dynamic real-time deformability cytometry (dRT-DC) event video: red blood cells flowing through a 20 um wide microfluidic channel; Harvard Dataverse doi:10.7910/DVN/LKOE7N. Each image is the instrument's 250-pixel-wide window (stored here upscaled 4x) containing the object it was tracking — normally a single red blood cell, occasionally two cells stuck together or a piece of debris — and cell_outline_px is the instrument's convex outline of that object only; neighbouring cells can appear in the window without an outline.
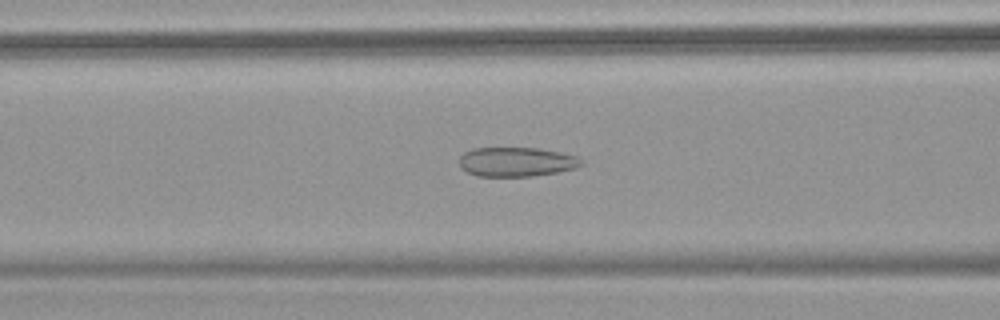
{"species": "common noctule bat (a hibernating species)", "species_latin": "Nyctalus noctula", "temperature_condition": "warm", "stored_images_in_passage": 32, "camera_frame_rate_fps": 3000, "um_per_image_px": 0.085, "animal": {"sex": "female", "body_mass_g": 18.4}, "frame": {"image": 1, "passage_image": 6, "time_ms": 1.667, "image_size_px": [1000, 320], "cell_outline_px": [[584, 164], [576, 168], [556, 172], [532, 176], [476, 176], [460, 168], [460, 156], [464, 152], [472, 148], [540, 148], [560, 152], [576, 156], [584, 160]], "centroid_in_image_um": [43.91, 13.75], "position_along_channel_um": 122.7, "area_um2": 20.98}}
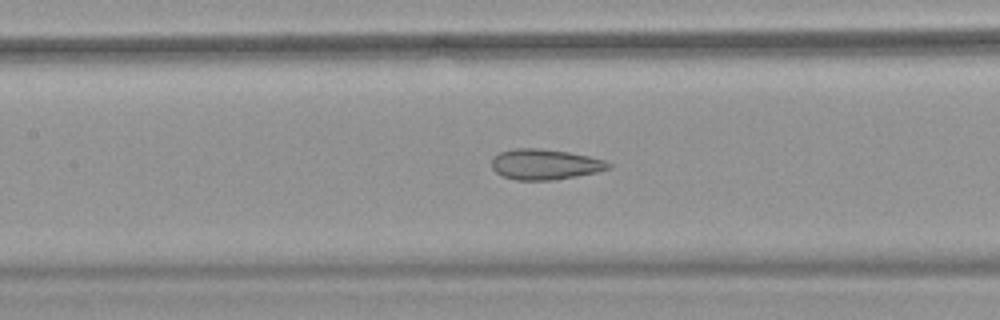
{"frame": {"image": 2, "passage_image": 9, "time_ms": 2.667, "image_size_px": [1000, 320], "cell_outline_px": [[612, 168], [596, 172], [576, 176], [552, 180], [516, 180], [504, 176], [496, 172], [492, 168], [492, 160], [500, 152], [516, 148], [540, 148], [568, 152], [588, 156], [604, 160], [612, 164]], "centroid_in_image_um": [46.34, 13.97], "position_along_channel_um": 161.1, "area_um2": 20.63}}
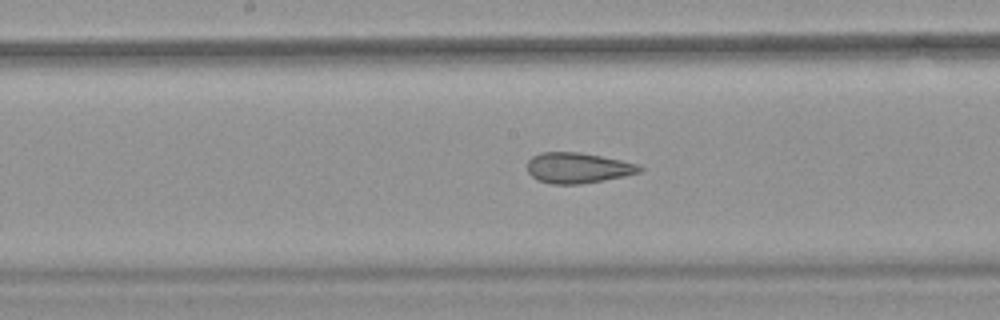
{"frame": {"image": 3, "passage_image": 12, "time_ms": 3.667, "image_size_px": [1000, 320], "cell_outline_px": [[644, 168], [640, 172], [624, 176], [604, 180], [580, 184], [552, 184], [536, 180], [528, 172], [528, 160], [532, 156], [540, 152], [580, 152], [620, 160], [636, 164]], "centroid_in_image_um": [49.08, 14.27], "position_along_channel_um": 199.1, "area_um2": 19.94}, "authors_computed_cell_mechanics": {"area_um2": 20.6924, "velocity_mm_per_s": 3.8219, "shape_relaxation_time_tau1_ms": null, "shape_relaxation_time_tau2_ms": 1.5436, "deformation_change_tau1": null, "deformation_change_tau2": 0.0919}}